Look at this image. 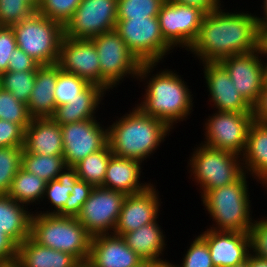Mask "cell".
Returning a JSON list of instances; mask_svg holds the SVG:
<instances>
[{
    "instance_id": "6da1fadb",
    "label": "cell",
    "mask_w": 267,
    "mask_h": 267,
    "mask_svg": "<svg viewBox=\"0 0 267 267\" xmlns=\"http://www.w3.org/2000/svg\"><path fill=\"white\" fill-rule=\"evenodd\" d=\"M220 5L204 15L198 37L188 52L201 63H218L231 55L258 49L259 27L256 14L230 12ZM227 11V12H225Z\"/></svg>"
},
{
    "instance_id": "7a4b0ae2",
    "label": "cell",
    "mask_w": 267,
    "mask_h": 267,
    "mask_svg": "<svg viewBox=\"0 0 267 267\" xmlns=\"http://www.w3.org/2000/svg\"><path fill=\"white\" fill-rule=\"evenodd\" d=\"M157 65L158 63L141 64L137 81H146V88L145 94L142 95L144 97L136 105L145 114L164 121L172 130L178 122L186 121L194 111V95L183 77L175 70L173 72L168 68L163 71L160 69L152 75Z\"/></svg>"
},
{
    "instance_id": "3957f363",
    "label": "cell",
    "mask_w": 267,
    "mask_h": 267,
    "mask_svg": "<svg viewBox=\"0 0 267 267\" xmlns=\"http://www.w3.org/2000/svg\"><path fill=\"white\" fill-rule=\"evenodd\" d=\"M128 112L107 127L108 145L113 155L144 163L172 130L164 121L145 114L136 104Z\"/></svg>"
},
{
    "instance_id": "277c9868",
    "label": "cell",
    "mask_w": 267,
    "mask_h": 267,
    "mask_svg": "<svg viewBox=\"0 0 267 267\" xmlns=\"http://www.w3.org/2000/svg\"><path fill=\"white\" fill-rule=\"evenodd\" d=\"M246 179L248 174L244 172L235 182L208 190L201 196L204 209L216 224L208 229L249 233L254 216Z\"/></svg>"
},
{
    "instance_id": "5b68a950",
    "label": "cell",
    "mask_w": 267,
    "mask_h": 267,
    "mask_svg": "<svg viewBox=\"0 0 267 267\" xmlns=\"http://www.w3.org/2000/svg\"><path fill=\"white\" fill-rule=\"evenodd\" d=\"M30 237L41 246L72 254L81 263L89 259L92 235L76 217L34 212Z\"/></svg>"
},
{
    "instance_id": "8992f818",
    "label": "cell",
    "mask_w": 267,
    "mask_h": 267,
    "mask_svg": "<svg viewBox=\"0 0 267 267\" xmlns=\"http://www.w3.org/2000/svg\"><path fill=\"white\" fill-rule=\"evenodd\" d=\"M188 159L192 177L202 196L213 190L235 182L243 173L242 157L226 150L211 148L203 143L193 149Z\"/></svg>"
},
{
    "instance_id": "52a82bcc",
    "label": "cell",
    "mask_w": 267,
    "mask_h": 267,
    "mask_svg": "<svg viewBox=\"0 0 267 267\" xmlns=\"http://www.w3.org/2000/svg\"><path fill=\"white\" fill-rule=\"evenodd\" d=\"M17 47L41 66L57 64L64 29L38 11L11 26Z\"/></svg>"
},
{
    "instance_id": "ba28073f",
    "label": "cell",
    "mask_w": 267,
    "mask_h": 267,
    "mask_svg": "<svg viewBox=\"0 0 267 267\" xmlns=\"http://www.w3.org/2000/svg\"><path fill=\"white\" fill-rule=\"evenodd\" d=\"M115 31L141 64L163 62L174 51L161 33L157 16L117 20Z\"/></svg>"
},
{
    "instance_id": "9c48e42d",
    "label": "cell",
    "mask_w": 267,
    "mask_h": 267,
    "mask_svg": "<svg viewBox=\"0 0 267 267\" xmlns=\"http://www.w3.org/2000/svg\"><path fill=\"white\" fill-rule=\"evenodd\" d=\"M91 40L100 61L102 88L110 91L126 78L137 79L141 63L115 30L95 36Z\"/></svg>"
},
{
    "instance_id": "30bf717a",
    "label": "cell",
    "mask_w": 267,
    "mask_h": 267,
    "mask_svg": "<svg viewBox=\"0 0 267 267\" xmlns=\"http://www.w3.org/2000/svg\"><path fill=\"white\" fill-rule=\"evenodd\" d=\"M206 118L204 141L201 143L211 148L226 150L239 156L244 154L248 130L253 120V113L213 111Z\"/></svg>"
},
{
    "instance_id": "8fae6325",
    "label": "cell",
    "mask_w": 267,
    "mask_h": 267,
    "mask_svg": "<svg viewBox=\"0 0 267 267\" xmlns=\"http://www.w3.org/2000/svg\"><path fill=\"white\" fill-rule=\"evenodd\" d=\"M118 0H82L63 27L71 39H91L115 30Z\"/></svg>"
},
{
    "instance_id": "7c38bea8",
    "label": "cell",
    "mask_w": 267,
    "mask_h": 267,
    "mask_svg": "<svg viewBox=\"0 0 267 267\" xmlns=\"http://www.w3.org/2000/svg\"><path fill=\"white\" fill-rule=\"evenodd\" d=\"M125 197L119 191L94 187L76 219L92 236L113 234Z\"/></svg>"
},
{
    "instance_id": "4fadbf2b",
    "label": "cell",
    "mask_w": 267,
    "mask_h": 267,
    "mask_svg": "<svg viewBox=\"0 0 267 267\" xmlns=\"http://www.w3.org/2000/svg\"><path fill=\"white\" fill-rule=\"evenodd\" d=\"M204 15L197 8L166 0L157 18L164 39L173 48L188 51L198 37Z\"/></svg>"
},
{
    "instance_id": "5bb4252c",
    "label": "cell",
    "mask_w": 267,
    "mask_h": 267,
    "mask_svg": "<svg viewBox=\"0 0 267 267\" xmlns=\"http://www.w3.org/2000/svg\"><path fill=\"white\" fill-rule=\"evenodd\" d=\"M63 158L66 166H74L107 144V126L97 118L61 125Z\"/></svg>"
},
{
    "instance_id": "9a60e30c",
    "label": "cell",
    "mask_w": 267,
    "mask_h": 267,
    "mask_svg": "<svg viewBox=\"0 0 267 267\" xmlns=\"http://www.w3.org/2000/svg\"><path fill=\"white\" fill-rule=\"evenodd\" d=\"M259 49L231 55L219 63L228 72L240 95L253 107L264 85V61Z\"/></svg>"
},
{
    "instance_id": "2e32d148",
    "label": "cell",
    "mask_w": 267,
    "mask_h": 267,
    "mask_svg": "<svg viewBox=\"0 0 267 267\" xmlns=\"http://www.w3.org/2000/svg\"><path fill=\"white\" fill-rule=\"evenodd\" d=\"M57 65L65 72L101 86L100 61L91 39H71L63 36Z\"/></svg>"
},
{
    "instance_id": "e0dca14e",
    "label": "cell",
    "mask_w": 267,
    "mask_h": 267,
    "mask_svg": "<svg viewBox=\"0 0 267 267\" xmlns=\"http://www.w3.org/2000/svg\"><path fill=\"white\" fill-rule=\"evenodd\" d=\"M160 202L159 191L153 183L143 192L127 195L113 234L122 236L156 221L160 215Z\"/></svg>"
},
{
    "instance_id": "ac0fdd59",
    "label": "cell",
    "mask_w": 267,
    "mask_h": 267,
    "mask_svg": "<svg viewBox=\"0 0 267 267\" xmlns=\"http://www.w3.org/2000/svg\"><path fill=\"white\" fill-rule=\"evenodd\" d=\"M209 102L216 111L252 113V107L240 95L225 68L218 63H202Z\"/></svg>"
},
{
    "instance_id": "d6986e66",
    "label": "cell",
    "mask_w": 267,
    "mask_h": 267,
    "mask_svg": "<svg viewBox=\"0 0 267 267\" xmlns=\"http://www.w3.org/2000/svg\"><path fill=\"white\" fill-rule=\"evenodd\" d=\"M206 242L214 267H233L247 261L251 254L247 232L206 229L199 234Z\"/></svg>"
},
{
    "instance_id": "ffe728a7",
    "label": "cell",
    "mask_w": 267,
    "mask_h": 267,
    "mask_svg": "<svg viewBox=\"0 0 267 267\" xmlns=\"http://www.w3.org/2000/svg\"><path fill=\"white\" fill-rule=\"evenodd\" d=\"M142 261L121 236L115 234L92 236L87 261L91 267H137Z\"/></svg>"
},
{
    "instance_id": "44dd1931",
    "label": "cell",
    "mask_w": 267,
    "mask_h": 267,
    "mask_svg": "<svg viewBox=\"0 0 267 267\" xmlns=\"http://www.w3.org/2000/svg\"><path fill=\"white\" fill-rule=\"evenodd\" d=\"M142 163L128 158L112 155L103 181V188L119 191L126 196L145 191L151 186L149 183H141Z\"/></svg>"
},
{
    "instance_id": "7402d4cb",
    "label": "cell",
    "mask_w": 267,
    "mask_h": 267,
    "mask_svg": "<svg viewBox=\"0 0 267 267\" xmlns=\"http://www.w3.org/2000/svg\"><path fill=\"white\" fill-rule=\"evenodd\" d=\"M28 153L62 155L63 139L60 125L52 118H34L25 129L24 147Z\"/></svg>"
},
{
    "instance_id": "603a6c76",
    "label": "cell",
    "mask_w": 267,
    "mask_h": 267,
    "mask_svg": "<svg viewBox=\"0 0 267 267\" xmlns=\"http://www.w3.org/2000/svg\"><path fill=\"white\" fill-rule=\"evenodd\" d=\"M106 90L97 84H89L77 98L56 107L51 117L60 126L68 123L96 118L99 104L104 100ZM98 108V109H97Z\"/></svg>"
},
{
    "instance_id": "cb8c5ba5",
    "label": "cell",
    "mask_w": 267,
    "mask_h": 267,
    "mask_svg": "<svg viewBox=\"0 0 267 267\" xmlns=\"http://www.w3.org/2000/svg\"><path fill=\"white\" fill-rule=\"evenodd\" d=\"M57 81V64L42 65L36 71L34 88L27 102L29 115L34 118H51L56 109L54 89Z\"/></svg>"
},
{
    "instance_id": "d4e9b609",
    "label": "cell",
    "mask_w": 267,
    "mask_h": 267,
    "mask_svg": "<svg viewBox=\"0 0 267 267\" xmlns=\"http://www.w3.org/2000/svg\"><path fill=\"white\" fill-rule=\"evenodd\" d=\"M15 262L20 267H78L81 264L72 254L41 246L31 237L17 245Z\"/></svg>"
},
{
    "instance_id": "484cf974",
    "label": "cell",
    "mask_w": 267,
    "mask_h": 267,
    "mask_svg": "<svg viewBox=\"0 0 267 267\" xmlns=\"http://www.w3.org/2000/svg\"><path fill=\"white\" fill-rule=\"evenodd\" d=\"M242 157L244 172L261 184L267 181V124L253 121Z\"/></svg>"
},
{
    "instance_id": "4316f807",
    "label": "cell",
    "mask_w": 267,
    "mask_h": 267,
    "mask_svg": "<svg viewBox=\"0 0 267 267\" xmlns=\"http://www.w3.org/2000/svg\"><path fill=\"white\" fill-rule=\"evenodd\" d=\"M163 233L165 231L163 232L156 220L137 230L124 233L121 237L143 261H168L162 256L167 246Z\"/></svg>"
},
{
    "instance_id": "83f0119b",
    "label": "cell",
    "mask_w": 267,
    "mask_h": 267,
    "mask_svg": "<svg viewBox=\"0 0 267 267\" xmlns=\"http://www.w3.org/2000/svg\"><path fill=\"white\" fill-rule=\"evenodd\" d=\"M28 208L7 195H0V230L17 245L31 235V220L34 211Z\"/></svg>"
},
{
    "instance_id": "f1b7e54d",
    "label": "cell",
    "mask_w": 267,
    "mask_h": 267,
    "mask_svg": "<svg viewBox=\"0 0 267 267\" xmlns=\"http://www.w3.org/2000/svg\"><path fill=\"white\" fill-rule=\"evenodd\" d=\"M46 185L45 180L21 167L11 182L7 196L26 206L34 203L36 206L43 199Z\"/></svg>"
},
{
    "instance_id": "f546056e",
    "label": "cell",
    "mask_w": 267,
    "mask_h": 267,
    "mask_svg": "<svg viewBox=\"0 0 267 267\" xmlns=\"http://www.w3.org/2000/svg\"><path fill=\"white\" fill-rule=\"evenodd\" d=\"M79 180L76 169L72 166H66L64 170L57 176L56 179L47 182L44 196L42 199L51 203V208L48 211L43 210L35 213L41 214H57L65 205L70 193L73 191V185ZM54 206V207H53Z\"/></svg>"
},
{
    "instance_id": "4dcf8cb0",
    "label": "cell",
    "mask_w": 267,
    "mask_h": 267,
    "mask_svg": "<svg viewBox=\"0 0 267 267\" xmlns=\"http://www.w3.org/2000/svg\"><path fill=\"white\" fill-rule=\"evenodd\" d=\"M112 155V150L107 144L100 151L80 160L73 166L79 180L85 181L93 187H103L106 169Z\"/></svg>"
},
{
    "instance_id": "1f68e13d",
    "label": "cell",
    "mask_w": 267,
    "mask_h": 267,
    "mask_svg": "<svg viewBox=\"0 0 267 267\" xmlns=\"http://www.w3.org/2000/svg\"><path fill=\"white\" fill-rule=\"evenodd\" d=\"M21 167L27 172L49 182L57 178L66 167V164L62 155L33 154L24 149Z\"/></svg>"
},
{
    "instance_id": "d6a6232c",
    "label": "cell",
    "mask_w": 267,
    "mask_h": 267,
    "mask_svg": "<svg viewBox=\"0 0 267 267\" xmlns=\"http://www.w3.org/2000/svg\"><path fill=\"white\" fill-rule=\"evenodd\" d=\"M36 71H6L1 74V85L17 100L27 104L34 88Z\"/></svg>"
},
{
    "instance_id": "836d02e7",
    "label": "cell",
    "mask_w": 267,
    "mask_h": 267,
    "mask_svg": "<svg viewBox=\"0 0 267 267\" xmlns=\"http://www.w3.org/2000/svg\"><path fill=\"white\" fill-rule=\"evenodd\" d=\"M90 83L79 76L65 72L57 65V81L54 89L56 107L77 98Z\"/></svg>"
},
{
    "instance_id": "e575fe53",
    "label": "cell",
    "mask_w": 267,
    "mask_h": 267,
    "mask_svg": "<svg viewBox=\"0 0 267 267\" xmlns=\"http://www.w3.org/2000/svg\"><path fill=\"white\" fill-rule=\"evenodd\" d=\"M23 147H0V195H7L21 168Z\"/></svg>"
},
{
    "instance_id": "d590c367",
    "label": "cell",
    "mask_w": 267,
    "mask_h": 267,
    "mask_svg": "<svg viewBox=\"0 0 267 267\" xmlns=\"http://www.w3.org/2000/svg\"><path fill=\"white\" fill-rule=\"evenodd\" d=\"M0 119L19 124L24 130L30 125L27 104L17 100L11 92L0 89Z\"/></svg>"
},
{
    "instance_id": "8d00e7d4",
    "label": "cell",
    "mask_w": 267,
    "mask_h": 267,
    "mask_svg": "<svg viewBox=\"0 0 267 267\" xmlns=\"http://www.w3.org/2000/svg\"><path fill=\"white\" fill-rule=\"evenodd\" d=\"M166 0H118L117 20L157 16Z\"/></svg>"
},
{
    "instance_id": "74e56055",
    "label": "cell",
    "mask_w": 267,
    "mask_h": 267,
    "mask_svg": "<svg viewBox=\"0 0 267 267\" xmlns=\"http://www.w3.org/2000/svg\"><path fill=\"white\" fill-rule=\"evenodd\" d=\"M82 0H42L37 11L48 19L58 22L63 27L74 15Z\"/></svg>"
},
{
    "instance_id": "f35d334b",
    "label": "cell",
    "mask_w": 267,
    "mask_h": 267,
    "mask_svg": "<svg viewBox=\"0 0 267 267\" xmlns=\"http://www.w3.org/2000/svg\"><path fill=\"white\" fill-rule=\"evenodd\" d=\"M37 9L28 0H0V26L11 27Z\"/></svg>"
},
{
    "instance_id": "ab89813d",
    "label": "cell",
    "mask_w": 267,
    "mask_h": 267,
    "mask_svg": "<svg viewBox=\"0 0 267 267\" xmlns=\"http://www.w3.org/2000/svg\"><path fill=\"white\" fill-rule=\"evenodd\" d=\"M192 240L183 255L182 263L180 265L170 263V267H214L207 242L200 235Z\"/></svg>"
},
{
    "instance_id": "60d3db41",
    "label": "cell",
    "mask_w": 267,
    "mask_h": 267,
    "mask_svg": "<svg viewBox=\"0 0 267 267\" xmlns=\"http://www.w3.org/2000/svg\"><path fill=\"white\" fill-rule=\"evenodd\" d=\"M93 186L85 181L78 180L73 185V191L66 200L64 207L56 214L65 217H77L81 207L89 198Z\"/></svg>"
},
{
    "instance_id": "b9f144b4",
    "label": "cell",
    "mask_w": 267,
    "mask_h": 267,
    "mask_svg": "<svg viewBox=\"0 0 267 267\" xmlns=\"http://www.w3.org/2000/svg\"><path fill=\"white\" fill-rule=\"evenodd\" d=\"M250 249L253 256L267 259V215L254 219L249 230Z\"/></svg>"
},
{
    "instance_id": "7bdbcfd3",
    "label": "cell",
    "mask_w": 267,
    "mask_h": 267,
    "mask_svg": "<svg viewBox=\"0 0 267 267\" xmlns=\"http://www.w3.org/2000/svg\"><path fill=\"white\" fill-rule=\"evenodd\" d=\"M24 136L19 124L0 119V147H24Z\"/></svg>"
},
{
    "instance_id": "ee69618b",
    "label": "cell",
    "mask_w": 267,
    "mask_h": 267,
    "mask_svg": "<svg viewBox=\"0 0 267 267\" xmlns=\"http://www.w3.org/2000/svg\"><path fill=\"white\" fill-rule=\"evenodd\" d=\"M16 47V37L12 27L0 26V74L8 71L9 57Z\"/></svg>"
},
{
    "instance_id": "f6af8a7d",
    "label": "cell",
    "mask_w": 267,
    "mask_h": 267,
    "mask_svg": "<svg viewBox=\"0 0 267 267\" xmlns=\"http://www.w3.org/2000/svg\"><path fill=\"white\" fill-rule=\"evenodd\" d=\"M9 58L8 71H37L41 66L19 47H16Z\"/></svg>"
},
{
    "instance_id": "bcb514c9",
    "label": "cell",
    "mask_w": 267,
    "mask_h": 267,
    "mask_svg": "<svg viewBox=\"0 0 267 267\" xmlns=\"http://www.w3.org/2000/svg\"><path fill=\"white\" fill-rule=\"evenodd\" d=\"M17 258V244L0 230V264L13 263Z\"/></svg>"
},
{
    "instance_id": "7dc6e473",
    "label": "cell",
    "mask_w": 267,
    "mask_h": 267,
    "mask_svg": "<svg viewBox=\"0 0 267 267\" xmlns=\"http://www.w3.org/2000/svg\"><path fill=\"white\" fill-rule=\"evenodd\" d=\"M252 113L254 121L267 124V85H263L259 99L252 107Z\"/></svg>"
},
{
    "instance_id": "c3c4849f",
    "label": "cell",
    "mask_w": 267,
    "mask_h": 267,
    "mask_svg": "<svg viewBox=\"0 0 267 267\" xmlns=\"http://www.w3.org/2000/svg\"><path fill=\"white\" fill-rule=\"evenodd\" d=\"M169 1L197 8L200 11H202L205 15L216 10L222 3L220 0H169Z\"/></svg>"
},
{
    "instance_id": "681fc988",
    "label": "cell",
    "mask_w": 267,
    "mask_h": 267,
    "mask_svg": "<svg viewBox=\"0 0 267 267\" xmlns=\"http://www.w3.org/2000/svg\"><path fill=\"white\" fill-rule=\"evenodd\" d=\"M259 27V38H258V49L260 54L267 58V25H258Z\"/></svg>"
},
{
    "instance_id": "f907efd6",
    "label": "cell",
    "mask_w": 267,
    "mask_h": 267,
    "mask_svg": "<svg viewBox=\"0 0 267 267\" xmlns=\"http://www.w3.org/2000/svg\"><path fill=\"white\" fill-rule=\"evenodd\" d=\"M248 267H267V259L250 254L248 256Z\"/></svg>"
},
{
    "instance_id": "816d5d0a",
    "label": "cell",
    "mask_w": 267,
    "mask_h": 267,
    "mask_svg": "<svg viewBox=\"0 0 267 267\" xmlns=\"http://www.w3.org/2000/svg\"><path fill=\"white\" fill-rule=\"evenodd\" d=\"M170 261H142L137 267H170Z\"/></svg>"
},
{
    "instance_id": "f5cc1de1",
    "label": "cell",
    "mask_w": 267,
    "mask_h": 267,
    "mask_svg": "<svg viewBox=\"0 0 267 267\" xmlns=\"http://www.w3.org/2000/svg\"><path fill=\"white\" fill-rule=\"evenodd\" d=\"M263 1V5H261V7L263 8V17L261 18V16L259 17L258 15L256 16L257 19V24L258 25H267V0H262Z\"/></svg>"
},
{
    "instance_id": "db71d44e",
    "label": "cell",
    "mask_w": 267,
    "mask_h": 267,
    "mask_svg": "<svg viewBox=\"0 0 267 267\" xmlns=\"http://www.w3.org/2000/svg\"><path fill=\"white\" fill-rule=\"evenodd\" d=\"M36 9L41 5L42 0H28Z\"/></svg>"
},
{
    "instance_id": "11a10c76",
    "label": "cell",
    "mask_w": 267,
    "mask_h": 267,
    "mask_svg": "<svg viewBox=\"0 0 267 267\" xmlns=\"http://www.w3.org/2000/svg\"><path fill=\"white\" fill-rule=\"evenodd\" d=\"M264 61L266 62L267 59ZM265 62H264V85H267V62L266 63Z\"/></svg>"
},
{
    "instance_id": "9f6ffc18",
    "label": "cell",
    "mask_w": 267,
    "mask_h": 267,
    "mask_svg": "<svg viewBox=\"0 0 267 267\" xmlns=\"http://www.w3.org/2000/svg\"><path fill=\"white\" fill-rule=\"evenodd\" d=\"M0 267H20L16 262L7 263V264H0Z\"/></svg>"
},
{
    "instance_id": "6f0895ef",
    "label": "cell",
    "mask_w": 267,
    "mask_h": 267,
    "mask_svg": "<svg viewBox=\"0 0 267 267\" xmlns=\"http://www.w3.org/2000/svg\"><path fill=\"white\" fill-rule=\"evenodd\" d=\"M233 267H248V258H247V261L241 263V264H238V265H235Z\"/></svg>"
},
{
    "instance_id": "680465c9",
    "label": "cell",
    "mask_w": 267,
    "mask_h": 267,
    "mask_svg": "<svg viewBox=\"0 0 267 267\" xmlns=\"http://www.w3.org/2000/svg\"><path fill=\"white\" fill-rule=\"evenodd\" d=\"M78 267H91L87 262L81 263Z\"/></svg>"
},
{
    "instance_id": "91938a15",
    "label": "cell",
    "mask_w": 267,
    "mask_h": 267,
    "mask_svg": "<svg viewBox=\"0 0 267 267\" xmlns=\"http://www.w3.org/2000/svg\"><path fill=\"white\" fill-rule=\"evenodd\" d=\"M261 186L265 187V188H266V191H267V181L263 182V183L261 184Z\"/></svg>"
},
{
    "instance_id": "94428289",
    "label": "cell",
    "mask_w": 267,
    "mask_h": 267,
    "mask_svg": "<svg viewBox=\"0 0 267 267\" xmlns=\"http://www.w3.org/2000/svg\"><path fill=\"white\" fill-rule=\"evenodd\" d=\"M2 88V85H1V74H0V89Z\"/></svg>"
}]
</instances>
